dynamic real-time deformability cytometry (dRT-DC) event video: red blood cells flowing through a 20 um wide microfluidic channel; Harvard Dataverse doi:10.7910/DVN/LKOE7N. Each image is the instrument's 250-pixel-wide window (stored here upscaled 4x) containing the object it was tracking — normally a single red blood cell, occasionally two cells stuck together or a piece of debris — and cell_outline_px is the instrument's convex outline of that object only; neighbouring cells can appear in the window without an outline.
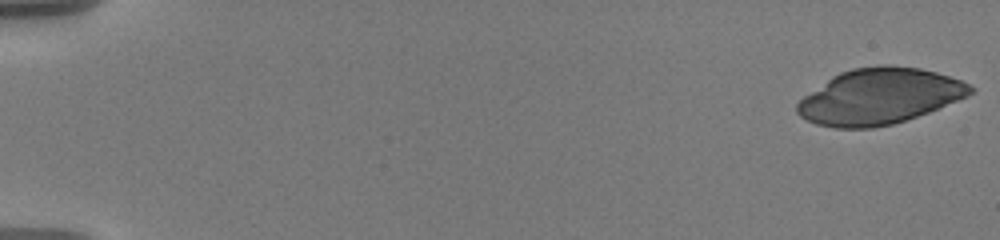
{"species": "human", "species_latin": "Homo sapiens", "temperature_condition": "warm", "stored_images_in_passage": 56, "camera_frame_rate_fps": 3000, "um_per_image_px": 0.085, "donor": {"sex": "male"}, "frame": {"image": 1, "passage_image": 1, "time_ms": 0.0, "image_size_px": [1000, 240], "cell_outline_px": [[976, 88], [968, 96], [928, 112], [892, 124], [872, 128], [836, 128], [816, 124], [800, 116], [796, 112], [796, 104], [804, 96], [832, 76], [840, 72], [852, 68], [880, 64], [888, 64], [920, 68], [936, 72], [960, 80]], "centroid_in_image_um": [74.73, 8.18], "position_along_channel_um": 10.3, "area_um2": 56.12}}